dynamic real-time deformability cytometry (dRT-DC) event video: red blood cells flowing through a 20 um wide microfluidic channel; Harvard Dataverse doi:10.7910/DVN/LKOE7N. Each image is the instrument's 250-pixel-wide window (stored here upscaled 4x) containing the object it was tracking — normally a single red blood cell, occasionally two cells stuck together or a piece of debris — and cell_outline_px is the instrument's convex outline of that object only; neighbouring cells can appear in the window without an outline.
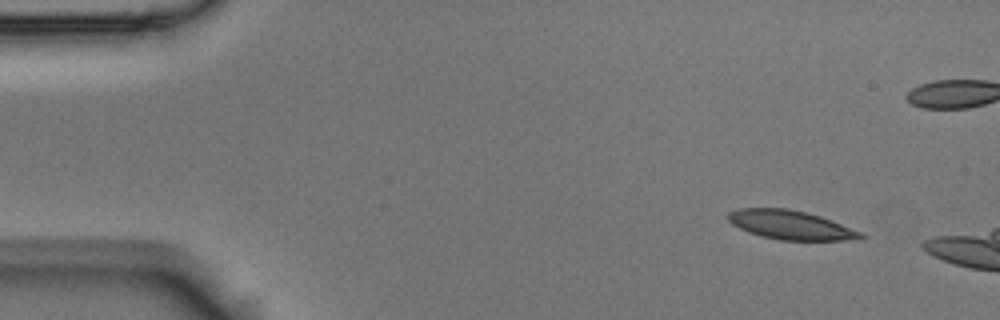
{"species": "Egyptian fruit bat (a non-hibernating species)", "species_latin": "Rousettus aegyptiacus", "temperature_condition": "room temperature", "stored_images_in_passage": 3, "camera_frame_rate_fps": 3000, "um_per_image_px": 0.085, "animal": {"sex": "male"}, "frame": {"image": 1, "passage_image": 1, "time_ms": 0.0, "image_size_px": [1000, 320], "cell_outline_px": [[868, 236], [864, 240], [780, 240], [760, 236], [748, 232], [732, 224], [728, 220], [728, 212], [740, 208], [788, 208], [808, 212], [832, 220], [864, 232]], "centroid_in_image_um": [67.29, 19.13], "position_along_channel_um": 17.7, "area_um2": 22.83}}